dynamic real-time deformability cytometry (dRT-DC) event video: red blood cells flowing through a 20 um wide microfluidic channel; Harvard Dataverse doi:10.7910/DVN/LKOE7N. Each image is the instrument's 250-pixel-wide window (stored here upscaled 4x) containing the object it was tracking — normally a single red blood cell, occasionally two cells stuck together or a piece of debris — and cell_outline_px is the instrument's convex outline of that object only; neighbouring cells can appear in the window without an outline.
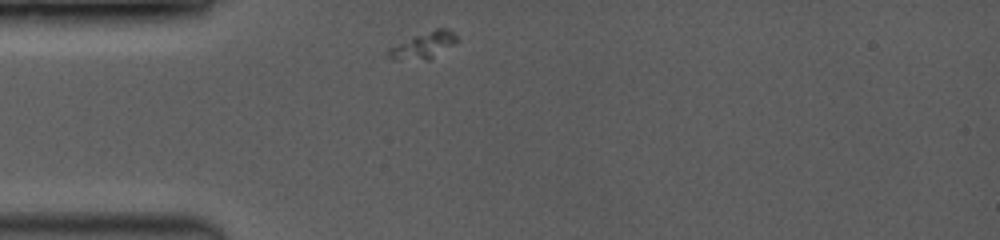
{"species": "common noctule bat (a hibernating species)", "species_latin": "Nyctalus noctula", "temperature_condition": "room temperature", "stored_images_in_passage": 36, "camera_frame_rate_fps": 3500, "um_per_image_px": 0.085, "animal": {"sex": "female", "body_mass_g": 19.0, "forearm_length_mm": 53.3}, "frame": {"image": 1, "passage_image": 1, "time_ms": 0.0, "image_size_px": [1000, 240], "cell_outline_px": [[460, 40], [428, 60], [384, 56], [388, 48], [416, 36], [436, 28], [448, 28]], "centroid_in_image_um": [36.05, 3.83], "position_along_channel_um": 49.0, "area_um2": 10.0}}
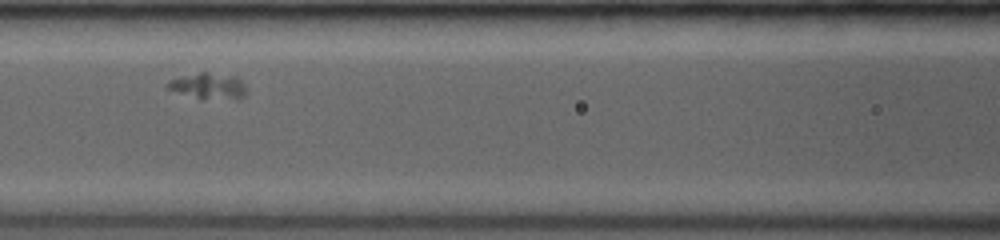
{"frame": {"image": 2, "passage_image": 11, "time_ms": 2.857, "image_size_px": [1000, 240], "cell_outline_px": [[244, 96], [240, 100], [200, 100], [164, 88], [164, 84], [180, 76], [200, 72], [208, 72], [236, 76], [244, 84]], "centroid_in_image_um": [17.69, 7.35], "position_along_channel_um": 148.9, "area_um2": 12.48}}
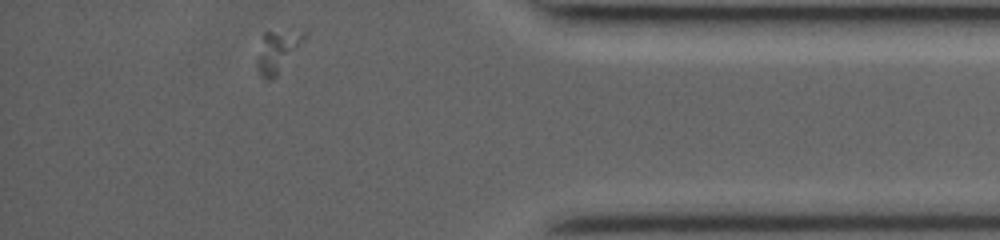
{"frame": {"image": 3, "passage_image": 36, "time_ms": 10.0, "image_size_px": [1000, 240], "cell_outline_px": [[308, 32], [304, 40], [276, 76], [268, 80], [256, 68], [256, 64], [264, 32]], "centroid_in_image_um": [23.58, 4.36], "position_along_channel_um": 411.6, "area_um2": 10.75}}